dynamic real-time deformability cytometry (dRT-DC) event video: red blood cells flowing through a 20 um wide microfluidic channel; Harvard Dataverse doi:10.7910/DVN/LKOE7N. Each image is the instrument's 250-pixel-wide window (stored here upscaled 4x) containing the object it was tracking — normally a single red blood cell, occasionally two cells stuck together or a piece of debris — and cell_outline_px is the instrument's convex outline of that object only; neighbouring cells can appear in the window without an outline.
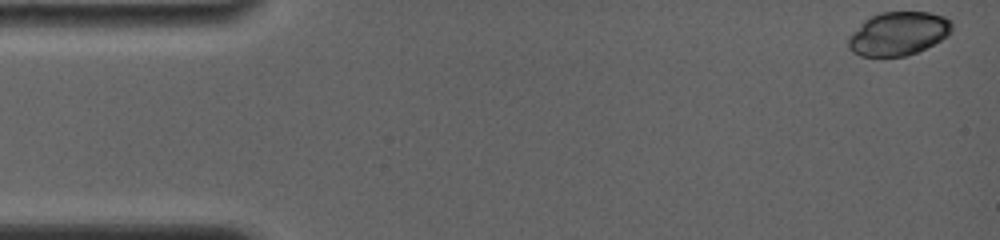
{"species": "common noctule bat (a hibernating species)", "species_latin": "Nyctalus noctula", "temperature_condition": "room temperature", "stored_images_in_passage": 4, "camera_frame_rate_fps": 4000, "um_per_image_px": 0.085, "animal": {"sex": "female", "body_mass_g": 19.0, "forearm_length_mm": 56.7}, "frame": {"image": 1, "passage_image": 1, "time_ms": 0.0, "image_size_px": [1000, 240], "cell_outline_px": [[952, 32], [948, 36], [916, 52], [904, 56], [860, 56], [852, 52], [848, 48], [848, 36], [864, 20], [880, 12], [928, 12], [944, 16], [952, 20]], "centroid_in_image_um": [76.35, 2.85], "position_along_channel_um": 8.6, "area_um2": 26.3}}
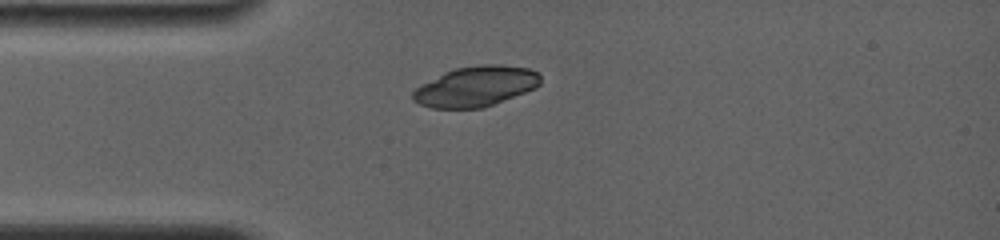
{"frame": {"image": 2, "passage_image": 4, "time_ms": 3.75, "image_size_px": [1000, 240], "cell_outline_px": [[540, 84], [536, 88], [492, 104], [480, 108], [432, 108], [420, 104], [412, 100], [412, 92], [416, 88], [444, 72], [456, 68], [480, 64], [496, 64], [528, 68], [536, 72], [540, 76]], "centroid_in_image_um": [40.43, 7.34], "position_along_channel_um": 44.6, "area_um2": 29.59}}